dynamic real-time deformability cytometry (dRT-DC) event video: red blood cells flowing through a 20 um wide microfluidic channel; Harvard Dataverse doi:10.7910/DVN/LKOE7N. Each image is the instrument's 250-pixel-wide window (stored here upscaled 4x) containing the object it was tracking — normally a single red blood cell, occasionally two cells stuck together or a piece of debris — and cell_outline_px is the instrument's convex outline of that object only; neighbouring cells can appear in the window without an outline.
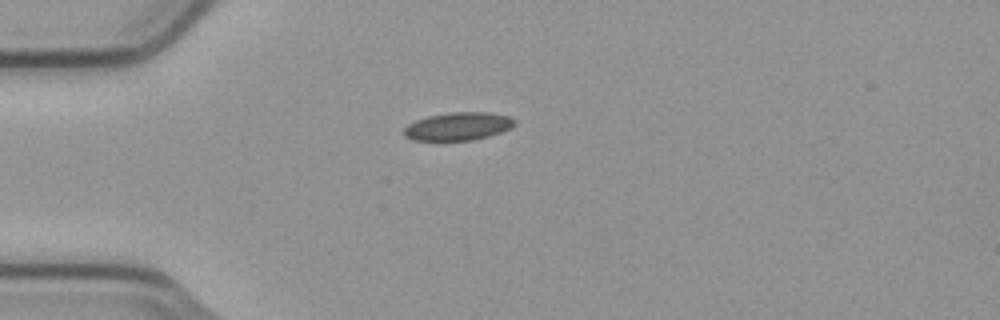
{"species": "common noctule bat (a hibernating species)", "species_latin": "Nyctalus noctula", "temperature_condition": "cold", "stored_images_in_passage": 3, "camera_frame_rate_fps": 3000, "um_per_image_px": 0.085, "animal": {"sex": "male", "body_mass_g": 23.1, "forearm_length_mm": 52.7}, "frame": {"image": 1, "passage_image": 1, "time_ms": 0.0, "image_size_px": [1000, 320], "cell_outline_px": [[516, 124], [500, 132], [488, 136], [472, 140], [412, 140], [404, 136], [404, 128], [408, 124], [416, 120], [428, 116], [448, 112], [488, 112], [508, 116], [516, 120]], "centroid_in_image_um": [38.92, 10.73], "position_along_channel_um": 46.1, "area_um2": 17.98}}
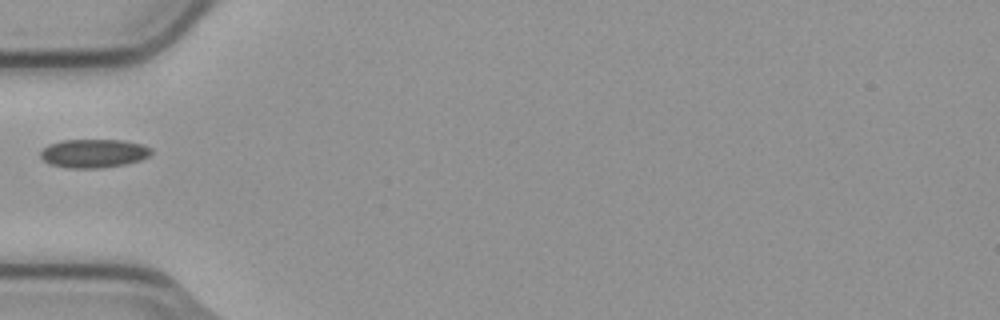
{"frame": {"image": 2, "passage_image": 2, "time_ms": 0.333, "image_size_px": [1000, 320], "cell_outline_px": [[152, 152], [148, 156], [140, 160], [124, 164], [100, 168], [64, 168], [48, 164], [40, 156], [40, 152], [48, 144], [60, 140], [124, 140], [144, 144], [152, 148]], "centroid_in_image_um": [7.95, 13.03], "position_along_channel_um": 77.1, "area_um2": 18.67}}
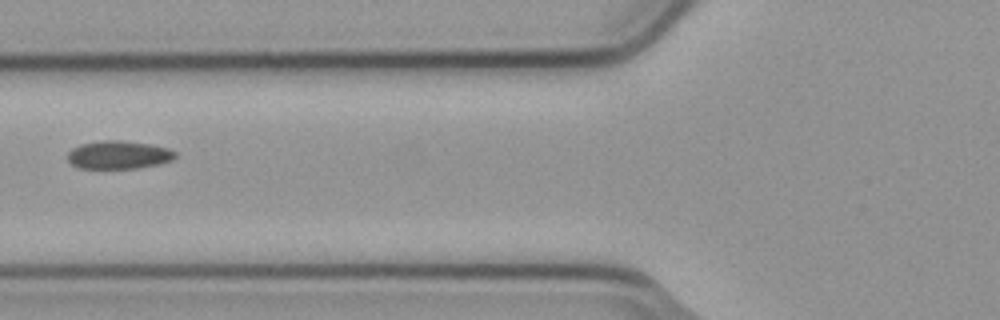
{"frame": {"image": 3, "passage_image": 3, "time_ms": 0.667, "image_size_px": [1000, 320], "cell_outline_px": [[176, 156], [172, 160], [160, 164], [136, 168], [76, 168], [68, 160], [68, 152], [72, 148], [80, 144], [104, 140], [120, 140], [148, 144], [168, 148], [176, 152]], "centroid_in_image_um": [10.07, 13.16], "position_along_channel_um": 115.7, "area_um2": 17.63}}